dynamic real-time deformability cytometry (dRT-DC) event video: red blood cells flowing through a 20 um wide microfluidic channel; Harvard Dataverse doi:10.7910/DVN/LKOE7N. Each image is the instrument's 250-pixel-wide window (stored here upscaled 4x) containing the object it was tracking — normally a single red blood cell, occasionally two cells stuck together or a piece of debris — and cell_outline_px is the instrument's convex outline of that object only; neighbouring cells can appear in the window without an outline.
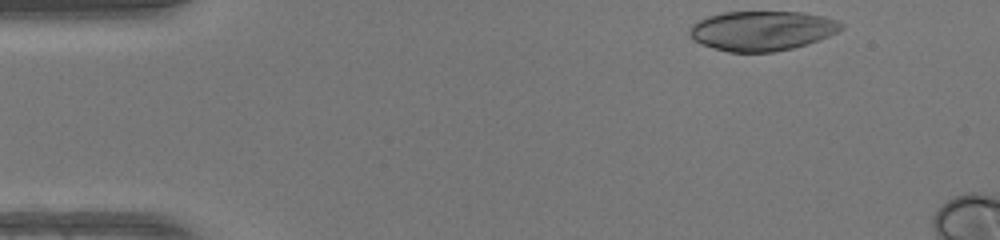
{"species": "human", "species_latin": "Homo sapiens", "temperature_condition": "warm", "stored_images_in_passage": 8, "camera_frame_rate_fps": 3000, "um_per_image_px": 0.085, "donor": {"sex": "female"}, "frame": {"image": 1, "passage_image": 1, "time_ms": 0.0, "image_size_px": [1000, 240], "cell_outline_px": [[844, 28], [828, 36], [808, 44], [792, 48], [772, 52], [728, 52], [700, 44], [692, 40], [688, 32], [688, 28], [692, 24], [708, 16], [724, 12], [800, 12], [824, 16], [840, 20], [844, 24]], "centroid_in_image_um": [64.76, 2.61], "position_along_channel_um": 20.2, "area_um2": 35.32}}